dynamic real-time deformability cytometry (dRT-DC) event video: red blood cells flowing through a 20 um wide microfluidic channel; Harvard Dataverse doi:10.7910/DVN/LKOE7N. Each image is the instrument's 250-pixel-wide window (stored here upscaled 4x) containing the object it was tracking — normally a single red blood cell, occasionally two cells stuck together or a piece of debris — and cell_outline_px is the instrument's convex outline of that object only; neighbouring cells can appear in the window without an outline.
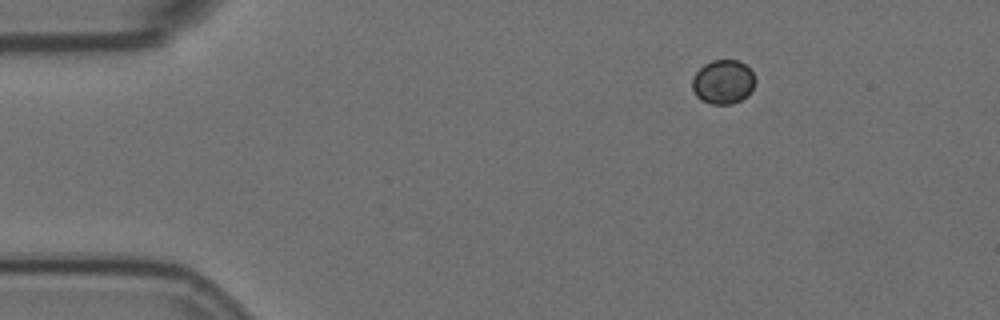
{"species": "Egyptian fruit bat (a non-hibernating species)", "species_latin": "Rousettus aegyptiacus", "temperature_condition": "room temperature", "stored_images_in_passage": 3, "camera_frame_rate_fps": 3000, "um_per_image_px": 0.085, "animal": {"sex": "female"}, "frame": {"image": 1, "passage_image": 3, "time_ms": 0.667, "image_size_px": [1000, 320], "cell_outline_px": [[756, 80], [748, 96], [732, 104], [712, 104], [700, 100], [696, 96], [692, 88], [692, 76], [704, 64], [712, 60], [736, 60], [744, 64], [752, 72]], "centroid_in_image_um": [61.44, 6.97], "position_along_channel_um": 23.6, "area_um2": 16.24}}